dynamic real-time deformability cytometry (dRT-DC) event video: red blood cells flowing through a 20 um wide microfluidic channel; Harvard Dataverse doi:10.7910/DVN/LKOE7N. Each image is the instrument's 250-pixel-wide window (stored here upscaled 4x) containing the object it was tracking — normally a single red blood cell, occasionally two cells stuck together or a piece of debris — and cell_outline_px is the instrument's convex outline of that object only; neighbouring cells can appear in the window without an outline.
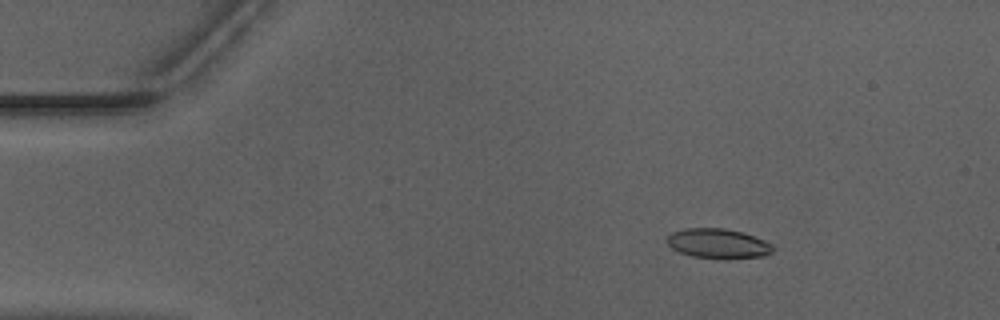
{"species": "Egyptian fruit bat (a non-hibernating species)", "species_latin": "Rousettus aegyptiacus", "temperature_condition": "warm", "stored_images_in_passage": 50, "camera_frame_rate_fps": 3000, "um_per_image_px": 0.085, "animal": {"sex": "male"}, "frame": {"image": 1, "passage_image": 6, "time_ms": 1.667, "image_size_px": [1000, 320], "cell_outline_px": [[776, 248], [772, 252], [764, 256], [724, 260], [692, 256], [680, 252], [672, 248], [664, 240], [672, 232], [684, 228], [724, 228], [744, 232], [764, 240], [772, 244]], "centroid_in_image_um": [61.06, 20.71], "position_along_channel_um": 23.9, "area_um2": 18.79}}
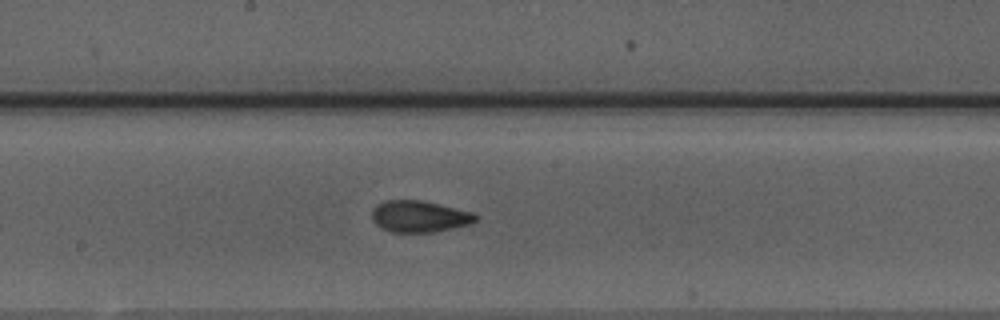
{"frame": {"image": 2, "passage_image": 26, "time_ms": 8.333, "image_size_px": [1000, 320], "cell_outline_px": [[476, 220], [472, 224], [432, 232], [392, 232], [376, 224], [372, 220], [372, 208], [376, 204], [384, 200], [420, 200], [472, 212], [476, 216]], "centroid_in_image_um": [35.61, 18.39], "position_along_channel_um": 212.6, "area_um2": 18.9}}
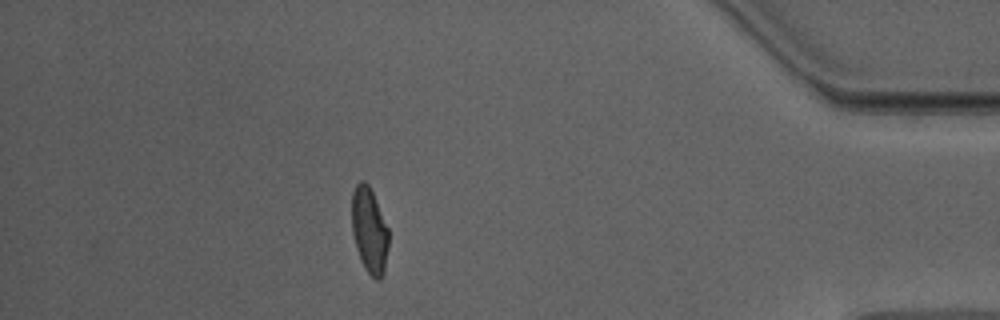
{"frame": {"image": 3, "passage_image": 44, "time_ms": 14.333, "image_size_px": [1000, 320], "cell_outline_px": [[388, 248], [384, 272], [380, 280], [376, 280], [364, 268], [360, 260], [356, 248], [352, 232], [352, 192], [356, 184], [360, 180], [364, 180], [368, 184], [372, 192], [388, 228]], "centroid_in_image_um": [31.39, 19.59], "position_along_channel_um": 403.8, "area_um2": 18.38}, "authors_computed_cell_mechanics": {"area_um2": 18.785, "velocity_mm_per_s": 3.9667, "shape_relaxation_time_tau1_ms": 6.219, "shape_relaxation_time_tau2_ms": 1.4832, "deformation_change_tau1": 0.202, "deformation_change_tau2": 0.074}}